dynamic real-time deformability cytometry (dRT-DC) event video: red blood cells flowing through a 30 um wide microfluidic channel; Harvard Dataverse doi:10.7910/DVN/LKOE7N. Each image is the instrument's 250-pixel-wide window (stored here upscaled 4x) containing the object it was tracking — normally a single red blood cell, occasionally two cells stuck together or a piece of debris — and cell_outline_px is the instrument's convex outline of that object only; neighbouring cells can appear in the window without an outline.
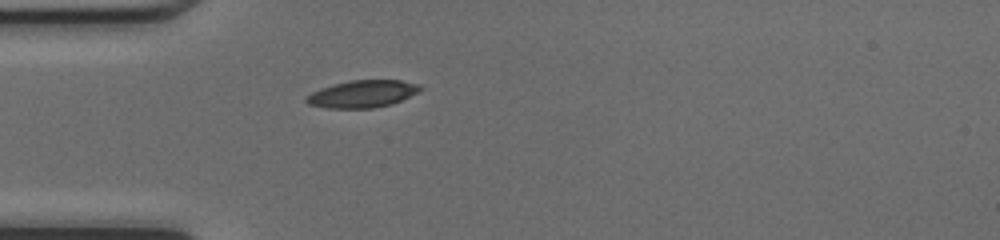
{"species": "common noctule bat (a hibernating species)", "species_latin": "Nyctalus noctula", "temperature_condition": "cold", "stored_images_in_passage": 35, "camera_frame_rate_fps": 3000, "um_per_image_px": 0.085, "animal": {"sex": "female", "body_mass_g": 17.0, "forearm_length_mm": 48.0}, "frame": {"image": 1, "passage_image": 1, "time_ms": 0.0, "image_size_px": [1000, 240], "cell_outline_px": [[424, 88], [420, 92], [392, 104], [372, 108], [328, 108], [308, 104], [304, 100], [304, 96], [320, 88], [332, 84], [348, 80], [400, 80], [420, 84]], "centroid_in_image_um": [30.81, 7.97], "position_along_channel_um": 54.2, "area_um2": 18.38}}
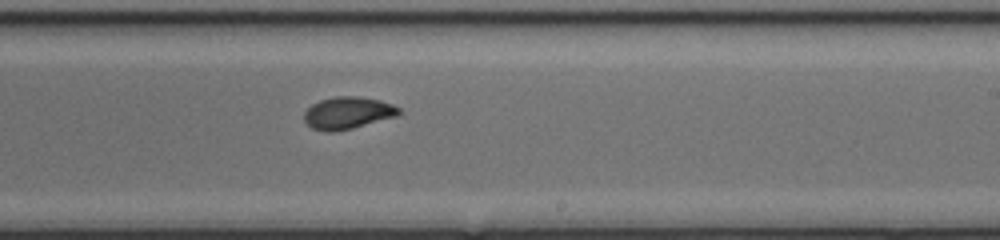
{"frame": {"image": 2, "passage_image": 16, "time_ms": 5.0, "image_size_px": [1000, 240], "cell_outline_px": [[400, 116], [352, 128], [332, 132], [328, 132], [312, 128], [304, 120], [304, 112], [312, 104], [320, 100], [336, 96], [356, 96], [380, 100], [392, 104], [400, 108]], "centroid_in_image_um": [29.58, 9.6], "position_along_channel_um": 259.4, "area_um2": 17.8}}
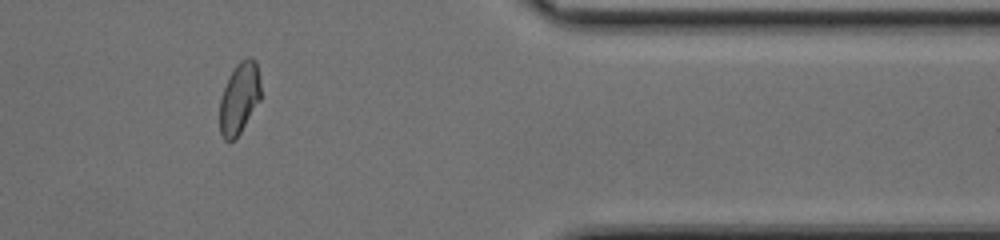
{"frame": {"image": 3, "passage_image": 27, "time_ms": 8.667, "image_size_px": [1000, 240], "cell_outline_px": [[260, 100], [240, 132], [228, 144], [224, 140], [220, 132], [220, 96], [228, 76], [236, 64], [240, 60], [248, 56], [252, 56], [256, 60], [260, 80]], "centroid_in_image_um": [20.33, 8.3], "position_along_channel_um": 391.1, "area_um2": 17.28}, "authors_computed_cell_mechanics": {"area_um2": 18.0914, "velocity_mm_per_s": 4.2361, "shape_relaxation_time_tau1_ms": 3.601, "shape_relaxation_time_tau2_ms": 2.149, "deformation_change_tau1": 0.1299, "deformation_change_tau2": 0.0683}}